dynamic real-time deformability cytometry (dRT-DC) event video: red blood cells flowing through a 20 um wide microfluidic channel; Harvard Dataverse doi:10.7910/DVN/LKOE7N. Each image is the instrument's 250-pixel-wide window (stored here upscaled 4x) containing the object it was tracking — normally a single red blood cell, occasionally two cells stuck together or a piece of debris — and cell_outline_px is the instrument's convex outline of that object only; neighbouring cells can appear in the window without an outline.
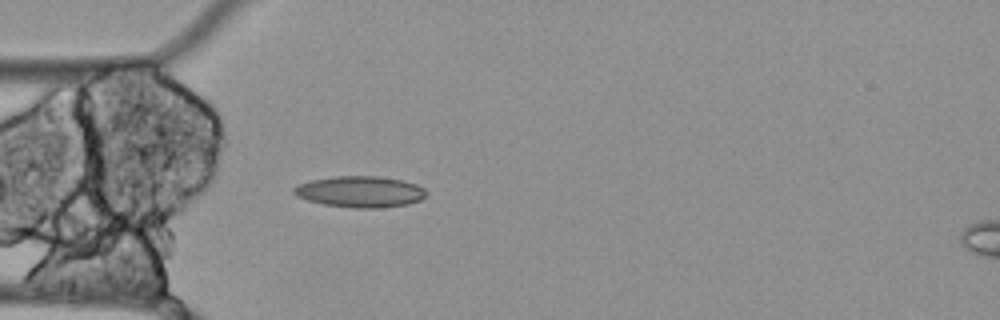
{"species": "Egyptian fruit bat (a non-hibernating species)", "species_latin": "Rousettus aegyptiacus", "temperature_condition": "cold", "stored_images_in_passage": 41, "camera_frame_rate_fps": 3000, "um_per_image_px": 0.085, "animal": {"sex": "female"}, "frame": {"image": 1, "passage_image": 1, "time_ms": 0.0, "image_size_px": [1000, 320], "cell_outline_px": [[424, 196], [420, 200], [408, 204], [376, 208], [356, 208], [324, 204], [308, 200], [296, 196], [292, 192], [292, 188], [300, 184], [312, 180], [332, 176], [376, 176], [400, 180], [416, 184], [424, 188]], "centroid_in_image_um": [30.58, 16.29], "position_along_channel_um": 54.4, "area_um2": 23.81}}
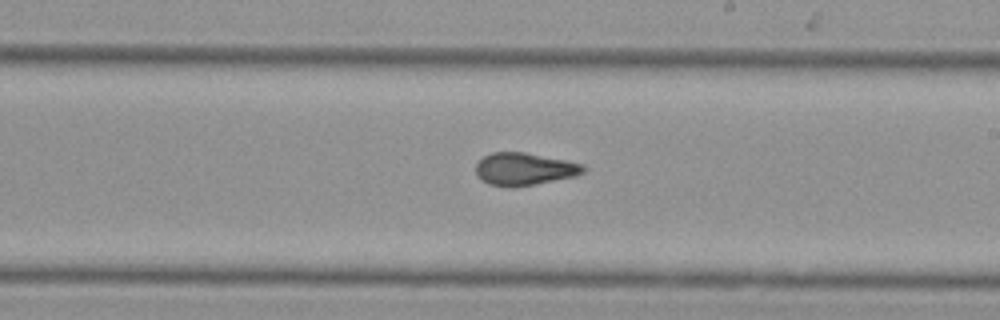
{"frame": {"image": 2, "passage_image": 17, "time_ms": 5.333, "image_size_px": [1000, 320], "cell_outline_px": [[588, 168], [584, 172], [576, 176], [512, 188], [488, 184], [480, 180], [476, 176], [476, 164], [484, 156], [492, 152], [524, 152], [584, 164]], "centroid_in_image_um": [44.55, 14.38], "position_along_channel_um": 244.4, "area_um2": 20.46}}
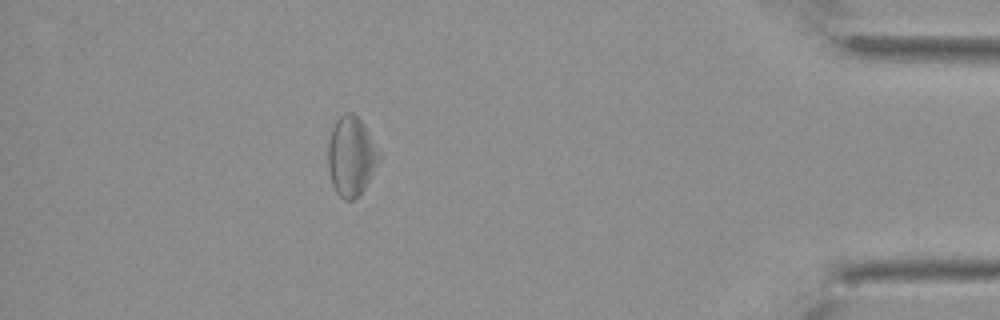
{"frame": {"image": 3, "passage_image": 35, "time_ms": 11.333, "image_size_px": [1000, 320], "cell_outline_px": [[384, 156], [364, 188], [352, 200], [344, 200], [336, 192], [332, 184], [328, 168], [328, 144], [332, 128], [336, 120], [344, 112], [352, 112], [364, 124]], "centroid_in_image_um": [29.89, 13.26], "position_along_channel_um": 405.3, "area_um2": 23.93}, "authors_computed_cell_mechanics": {"area_um2": 21.386, "velocity_mm_per_s": 3.4705, "shape_relaxation_time_tau1_ms": null, "shape_relaxation_time_tau2_ms": 4.8487, "deformation_change_tau1": null, "deformation_change_tau2": 0.1338}}